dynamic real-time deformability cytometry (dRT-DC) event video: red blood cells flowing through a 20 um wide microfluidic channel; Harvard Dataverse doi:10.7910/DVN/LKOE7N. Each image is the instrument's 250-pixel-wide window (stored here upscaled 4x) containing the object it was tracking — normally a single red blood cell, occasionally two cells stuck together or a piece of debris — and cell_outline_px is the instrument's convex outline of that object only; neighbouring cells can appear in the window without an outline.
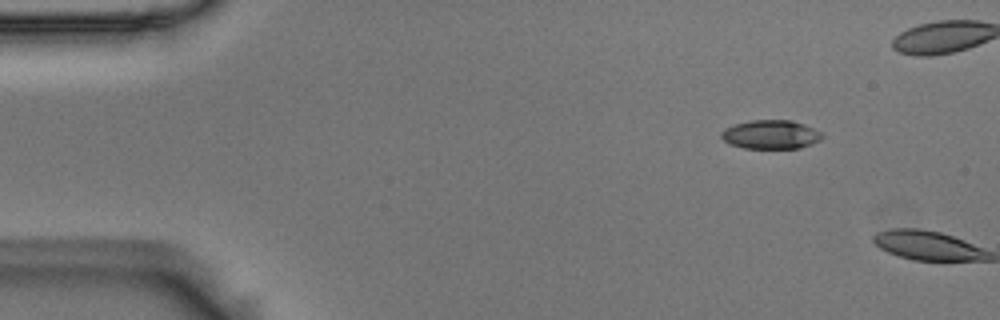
{"species": "Egyptian fruit bat (a non-hibernating species)", "species_latin": "Rousettus aegyptiacus", "temperature_condition": "room temperature", "stored_images_in_passage": 11, "camera_frame_rate_fps": 3000, "um_per_image_px": 0.085, "animal": {"sex": "male"}, "frame": {"image": 1, "passage_image": 1, "time_ms": 0.0, "image_size_px": [1000, 320], "cell_outline_px": [[824, 136], [820, 140], [812, 144], [800, 148], [744, 148], [728, 144], [720, 136], [720, 132], [724, 128], [736, 124], [752, 120], [792, 120], [804, 124], [824, 132]], "centroid_in_image_um": [65.54, 11.43], "position_along_channel_um": 19.5, "area_um2": 17.17}}